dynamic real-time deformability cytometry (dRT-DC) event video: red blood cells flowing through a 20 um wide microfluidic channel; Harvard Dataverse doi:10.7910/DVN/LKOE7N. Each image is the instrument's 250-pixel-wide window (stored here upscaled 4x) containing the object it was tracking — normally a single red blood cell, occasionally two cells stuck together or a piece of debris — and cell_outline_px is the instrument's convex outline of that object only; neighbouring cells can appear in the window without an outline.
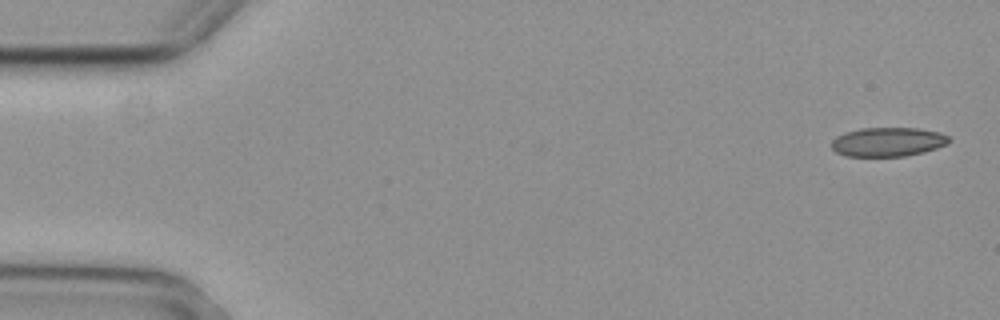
{"species": "common noctule bat (a hibernating species)", "species_latin": "Nyctalus noctula", "temperature_condition": "cold", "stored_images_in_passage": 4, "camera_frame_rate_fps": 3000, "um_per_image_px": 0.085, "animal": {"sex": "female", "body_mass_g": 29.2, "forearm_length_mm": 56.3}, "frame": {"image": 1, "passage_image": 1, "time_ms": 0.0, "image_size_px": [1000, 320], "cell_outline_px": [[952, 140], [948, 144], [924, 152], [904, 156], [844, 156], [836, 152], [832, 148], [832, 140], [836, 136], [844, 132], [860, 128], [920, 128], [940, 132], [948, 136]], "centroid_in_image_um": [75.48, 12.05], "position_along_channel_um": 9.5, "area_um2": 20.11}}
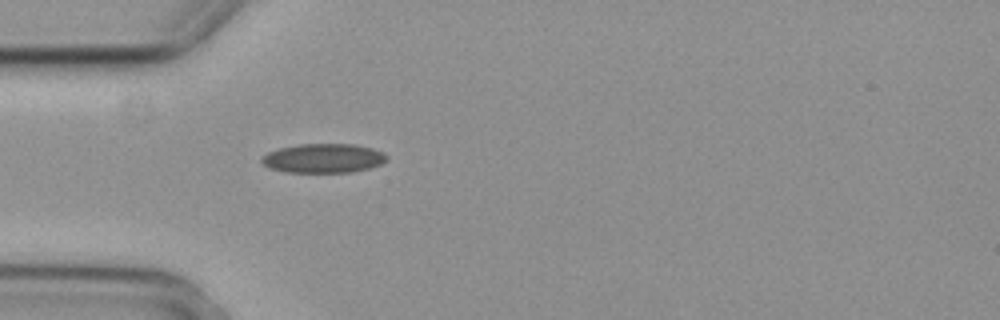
{"frame": {"image": 2, "passage_image": 4, "time_ms": 1.0, "image_size_px": [1000, 320], "cell_outline_px": [[388, 160], [380, 164], [368, 168], [352, 172], [288, 172], [268, 168], [260, 160], [268, 152], [276, 148], [300, 144], [356, 144], [372, 148], [384, 152], [388, 156]], "centroid_in_image_um": [27.5, 13.44], "position_along_channel_um": 57.5, "area_um2": 21.39}}